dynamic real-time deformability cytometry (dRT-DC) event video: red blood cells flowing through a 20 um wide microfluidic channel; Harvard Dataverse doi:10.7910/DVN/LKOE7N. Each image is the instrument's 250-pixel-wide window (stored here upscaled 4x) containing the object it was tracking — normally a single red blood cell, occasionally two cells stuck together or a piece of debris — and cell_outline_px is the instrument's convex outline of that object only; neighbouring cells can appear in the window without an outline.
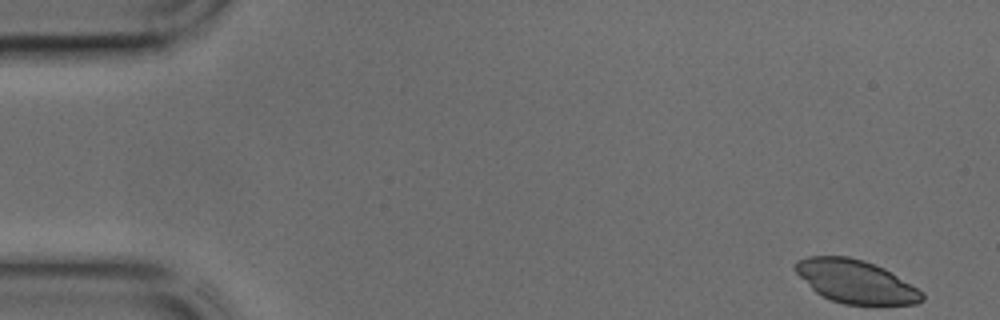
{"species": "common noctule bat (a hibernating species)", "species_latin": "Nyctalus noctula", "temperature_condition": "cold", "stored_images_in_passage": 9, "camera_frame_rate_fps": 3000, "um_per_image_px": 0.085, "animal": {"sex": "male", "body_mass_g": 17.9, "forearm_length_mm": 54.2}, "frame": {"image": 1, "passage_image": 1, "time_ms": 0.0, "image_size_px": [1000, 320], "cell_outline_px": [[924, 300], [916, 304], [844, 304], [832, 300], [816, 292], [792, 268], [796, 260], [808, 256], [848, 256], [864, 260], [884, 268], [924, 292]], "centroid_in_image_um": [72.73, 23.91], "position_along_channel_um": 12.3, "area_um2": 31.67}}